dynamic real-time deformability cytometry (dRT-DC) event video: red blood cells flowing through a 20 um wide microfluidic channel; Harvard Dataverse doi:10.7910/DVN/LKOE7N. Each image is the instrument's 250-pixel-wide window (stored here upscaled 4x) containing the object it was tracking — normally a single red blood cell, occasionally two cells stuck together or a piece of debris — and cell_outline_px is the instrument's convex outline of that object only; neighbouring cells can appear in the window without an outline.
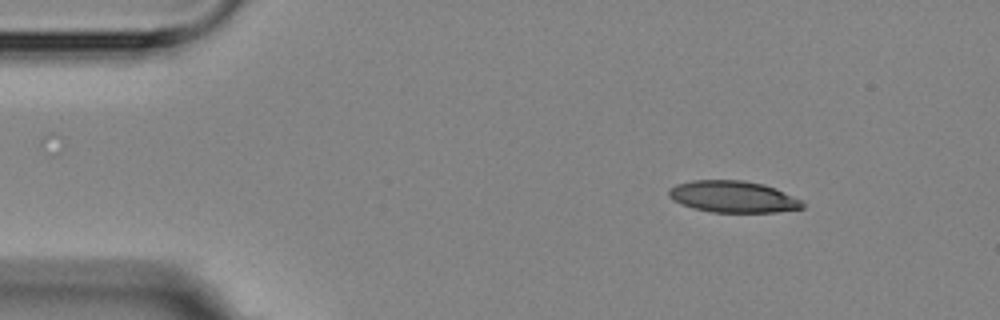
{"species": "Egyptian fruit bat (a non-hibernating species)", "species_latin": "Rousettus aegyptiacus", "temperature_condition": "room temperature", "stored_images_in_passage": 3, "camera_frame_rate_fps": 3000, "um_per_image_px": 0.085, "animal": {"sex": "female"}, "frame": {"image": 1, "passage_image": 1, "time_ms": 0.0, "image_size_px": [1000, 320], "cell_outline_px": [[804, 208], [776, 212], [712, 212], [692, 208], [680, 204], [672, 200], [668, 196], [668, 188], [676, 184], [692, 180], [744, 180], [764, 184], [776, 188], [800, 200], [804, 204]], "centroid_in_image_um": [62.26, 16.71], "position_along_channel_um": 22.7, "area_um2": 24.8}}